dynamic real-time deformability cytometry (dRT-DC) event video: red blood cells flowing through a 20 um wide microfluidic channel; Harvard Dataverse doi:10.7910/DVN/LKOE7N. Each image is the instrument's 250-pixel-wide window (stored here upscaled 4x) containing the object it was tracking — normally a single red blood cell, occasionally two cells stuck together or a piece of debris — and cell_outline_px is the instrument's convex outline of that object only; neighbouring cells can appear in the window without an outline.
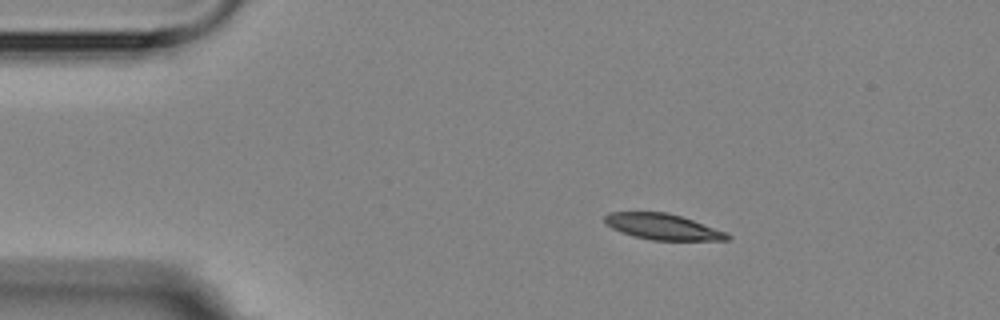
{"species": "Egyptian fruit bat (a non-hibernating species)", "species_latin": "Rousettus aegyptiacus", "temperature_condition": "room temperature", "stored_images_in_passage": 7, "camera_frame_rate_fps": 3000, "um_per_image_px": 0.085, "animal": {"sex": "female"}, "frame": {"image": 1, "passage_image": 2, "time_ms": 1.0, "image_size_px": [1000, 320], "cell_outline_px": [[732, 236], [728, 240], [652, 240], [636, 236], [612, 228], [604, 220], [604, 216], [608, 212], [664, 212], [680, 216], [728, 232]], "centroid_in_image_um": [56.37, 19.27], "position_along_channel_um": 28.6, "area_um2": 18.21}}
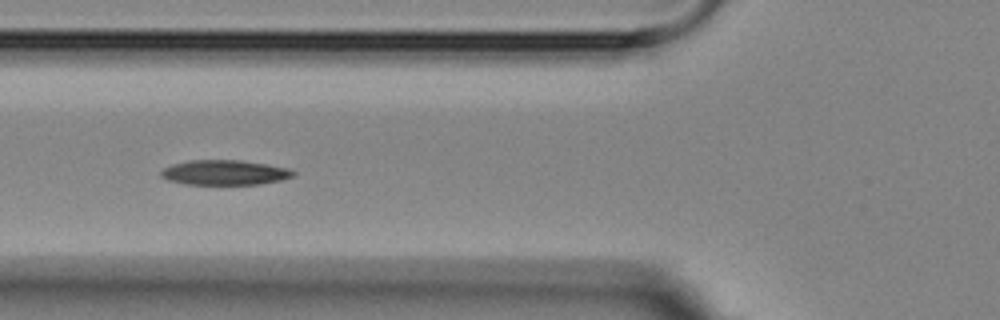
{"frame": {"image": 2, "passage_image": 5, "time_ms": 4.667, "image_size_px": [1000, 320], "cell_outline_px": [[296, 176], [280, 180], [260, 184], [184, 184], [168, 180], [160, 176], [160, 172], [164, 168], [172, 164], [188, 160], [240, 160], [268, 164], [288, 168], [296, 172]], "centroid_in_image_um": [19.11, 14.66], "position_along_channel_um": 106.7, "area_um2": 19.31}}
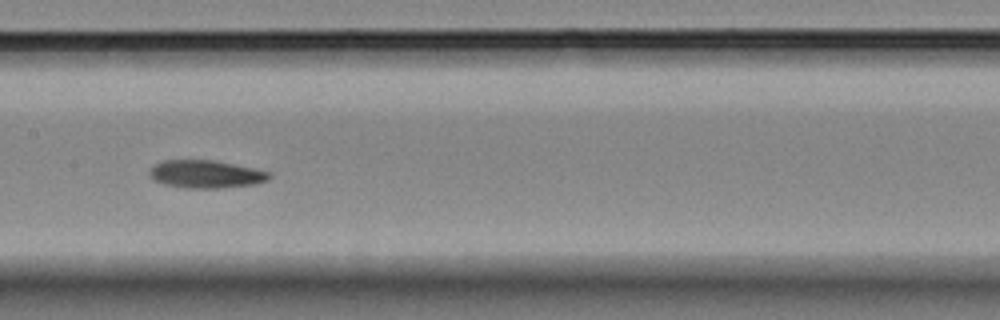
{"frame": {"image": 3, "passage_image": 7, "time_ms": 7.0, "image_size_px": [1000, 320], "cell_outline_px": [[272, 176], [268, 180], [256, 184], [220, 188], [184, 188], [164, 184], [148, 176], [148, 172], [156, 164], [164, 160], [212, 160], [272, 172]], "centroid_in_image_um": [17.52, 14.81], "position_along_channel_um": 189.9, "area_um2": 19.36}}